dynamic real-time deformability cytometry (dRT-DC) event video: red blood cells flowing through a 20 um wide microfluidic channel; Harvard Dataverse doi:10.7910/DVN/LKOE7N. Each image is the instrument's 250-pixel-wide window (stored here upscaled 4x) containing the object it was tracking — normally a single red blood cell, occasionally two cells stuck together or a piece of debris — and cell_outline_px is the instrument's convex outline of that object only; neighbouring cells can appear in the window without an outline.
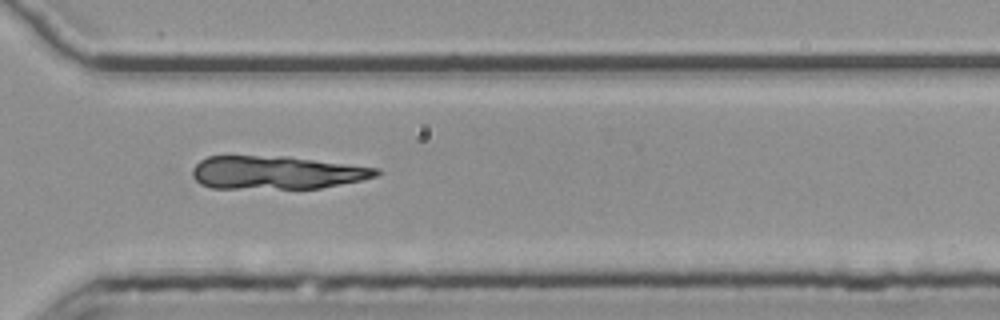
{"species": "common noctule bat (a hibernating species)", "species_latin": "Nyctalus noctula", "temperature_condition": "room temperature", "stored_images_in_passage": 52, "camera_frame_rate_fps": 3000, "um_per_image_px": 0.085, "animal": {"sex": "female", "body_mass_g": 25.1}, "frame": {"image": 1, "passage_image": 39, "time_ms": 12.667, "image_size_px": [1000, 320], "cell_outline_px": [[380, 172], [376, 176], [360, 180], [320, 188], [212, 188], [200, 184], [192, 176], [192, 168], [200, 160], [208, 156], [288, 156], [376, 168]], "centroid_in_image_um": [23.43, 14.66], "position_along_channel_um": 347.2, "area_um2": 35.32}}
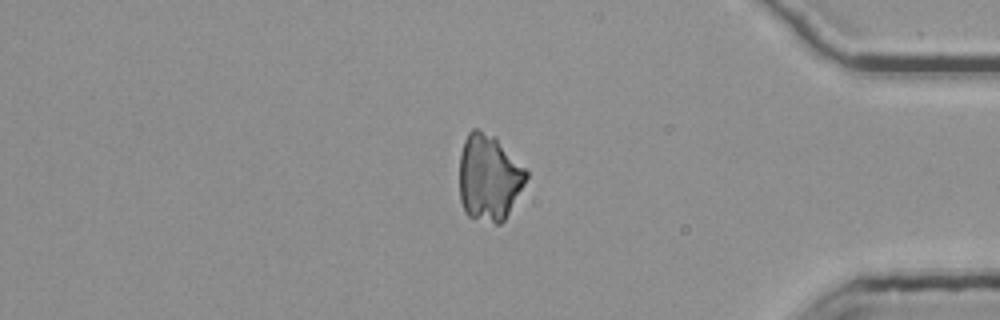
{"frame": {"image": 2, "passage_image": 45, "time_ms": 14.667, "image_size_px": [1000, 320], "cell_outline_px": [[528, 176], [524, 184], [504, 220], [500, 224], [496, 224], [468, 216], [464, 212], [460, 200], [460, 152], [464, 140], [468, 132], [472, 128], [476, 128], [496, 136], [528, 172]], "centroid_in_image_um": [41.54, 15.07], "position_along_channel_um": 393.7, "area_um2": 33.64}}